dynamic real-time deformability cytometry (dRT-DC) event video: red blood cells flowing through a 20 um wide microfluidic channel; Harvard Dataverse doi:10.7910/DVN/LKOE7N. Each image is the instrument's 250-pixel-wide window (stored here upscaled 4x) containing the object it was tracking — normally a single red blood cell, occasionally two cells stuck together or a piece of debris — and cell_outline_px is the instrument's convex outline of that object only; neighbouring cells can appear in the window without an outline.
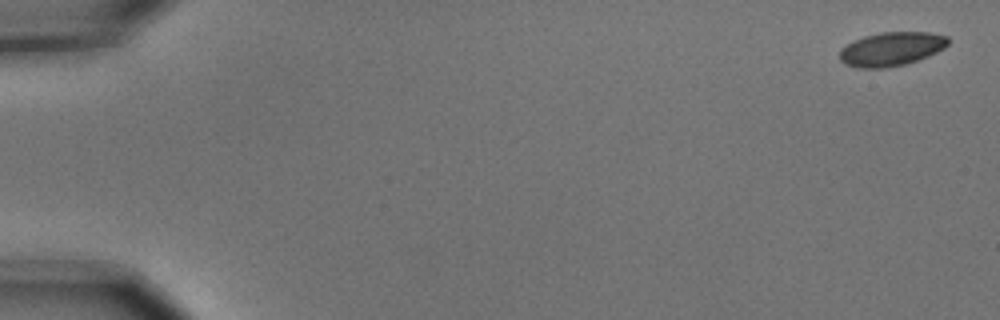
{"species": "common noctule bat (a hibernating species)", "species_latin": "Nyctalus noctula", "temperature_condition": "cold", "stored_images_in_passage": 7, "camera_frame_rate_fps": 3000, "um_per_image_px": 0.085, "animal": {"sex": "male", "body_mass_g": 15.6}, "frame": {"image": 1, "passage_image": 1, "time_ms": 0.0, "image_size_px": [1000, 320], "cell_outline_px": [[948, 44], [944, 48], [928, 56], [904, 64], [888, 68], [856, 68], [844, 64], [840, 60], [840, 48], [864, 36], [880, 32], [928, 32], [948, 36]], "centroid_in_image_um": [75.75, 4.17], "position_along_channel_um": 9.2, "area_um2": 21.39}}
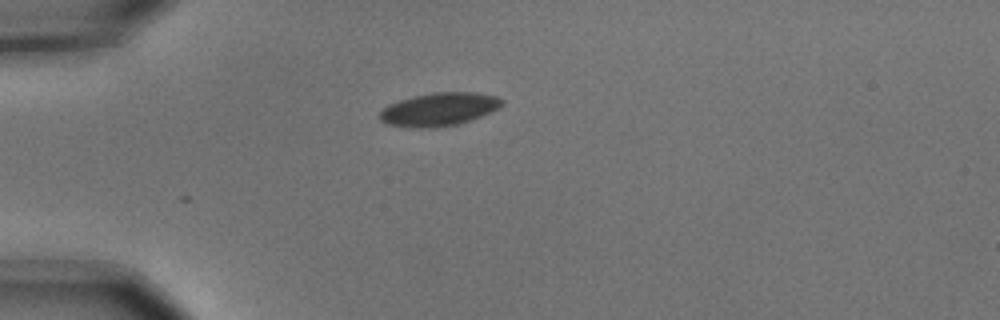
{"frame": {"image": 2, "passage_image": 5, "time_ms": 1.333, "image_size_px": [1000, 320], "cell_outline_px": [[504, 104], [480, 116], [456, 124], [428, 128], [408, 128], [388, 124], [380, 120], [376, 116], [388, 104], [412, 96], [432, 92], [476, 92], [496, 96], [504, 100]], "centroid_in_image_um": [37.26, 9.28], "position_along_channel_um": 47.7, "area_um2": 23.58}}
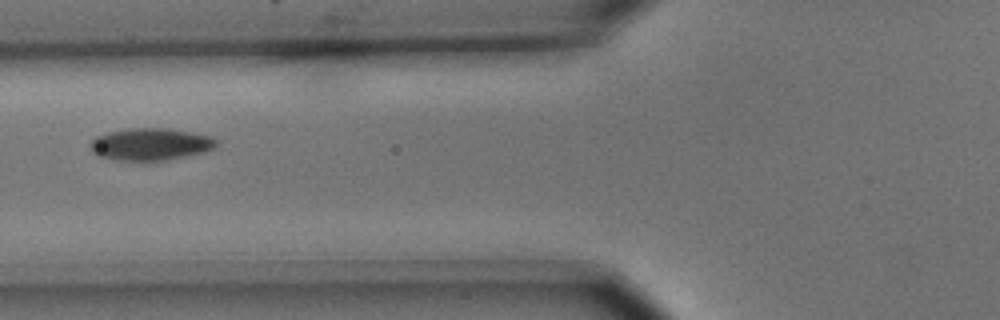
{"frame": {"image": 3, "passage_image": 7, "time_ms": 2.0, "image_size_px": [1000, 320], "cell_outline_px": [[216, 144], [212, 148], [204, 152], [168, 160], [116, 160], [96, 156], [88, 148], [88, 144], [96, 136], [108, 132], [128, 128], [168, 128], [192, 132], [212, 136], [216, 140]], "centroid_in_image_um": [12.74, 12.25], "position_along_channel_um": 113.1, "area_um2": 23.81}}